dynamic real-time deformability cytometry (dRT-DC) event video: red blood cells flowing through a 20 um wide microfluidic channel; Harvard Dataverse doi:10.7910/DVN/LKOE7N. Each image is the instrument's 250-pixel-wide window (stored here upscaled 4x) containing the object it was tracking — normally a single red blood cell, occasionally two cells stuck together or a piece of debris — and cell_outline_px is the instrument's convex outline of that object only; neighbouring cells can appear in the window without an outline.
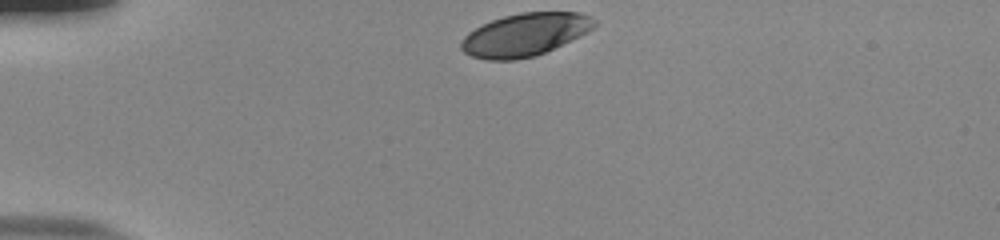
{"species": "human", "species_latin": "Homo sapiens", "temperature_condition": "room temperature", "stored_images_in_passage": 33, "camera_frame_rate_fps": 3000, "um_per_image_px": 0.085, "donor": {"sex": "male"}, "frame": {"image": 1, "passage_image": 1, "time_ms": 0.0, "image_size_px": [1000, 240], "cell_outline_px": [[596, 24], [588, 32], [580, 36], [536, 56], [516, 60], [484, 60], [472, 56], [464, 52], [460, 48], [460, 40], [468, 32], [492, 20], [504, 16], [520, 12], [580, 12], [596, 20]], "centroid_in_image_um": [44.6, 2.95], "position_along_channel_um": 40.4, "area_um2": 33.23}}
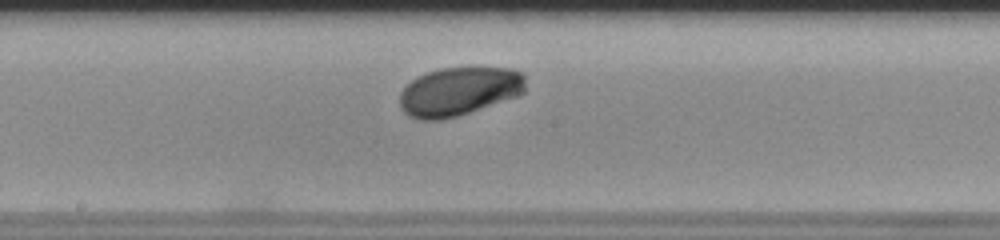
{"frame": {"image": 2, "passage_image": 18, "time_ms": 5.667, "image_size_px": [1000, 240], "cell_outline_px": [[524, 92], [520, 96], [456, 116], [440, 120], [420, 120], [408, 116], [400, 108], [400, 92], [412, 80], [428, 72], [440, 68], [472, 64], [480, 64], [512, 68], [524, 72]], "centroid_in_image_um": [39.07, 7.71], "position_along_channel_um": 209.1, "area_um2": 36.82}}
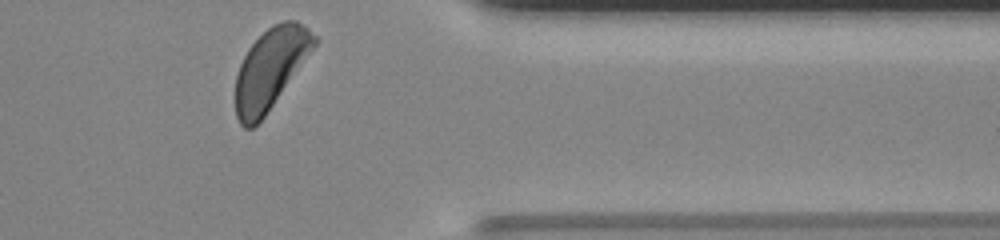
{"frame": {"image": 3, "passage_image": 33, "time_ms": 10.667, "image_size_px": [1000, 240], "cell_outline_px": [[320, 40], [264, 116], [252, 128], [244, 128], [240, 124], [236, 116], [236, 76], [240, 64], [248, 48], [272, 24], [284, 20], [296, 20], [304, 24]], "centroid_in_image_um": [23.0, 5.8], "position_along_channel_um": 388.4, "area_um2": 36.53}, "authors_computed_cell_mechanics": {"area_um2": 35.6626, "velocity_mm_per_s": 3.7867, "shape_relaxation_time_tau1_ms": 0.6981, "shape_relaxation_time_tau2_ms": null, "deformation_change_tau1": 0.0924, "deformation_change_tau2": null}}